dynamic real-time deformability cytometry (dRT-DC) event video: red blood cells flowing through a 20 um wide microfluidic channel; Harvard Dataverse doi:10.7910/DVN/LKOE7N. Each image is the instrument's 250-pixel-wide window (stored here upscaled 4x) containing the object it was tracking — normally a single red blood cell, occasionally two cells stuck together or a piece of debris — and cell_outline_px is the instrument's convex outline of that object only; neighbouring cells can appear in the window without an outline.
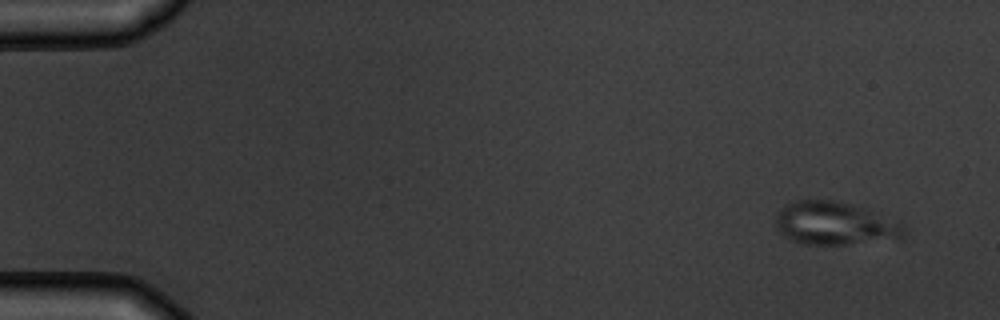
{"species": "common noctule bat (a hibernating species)", "species_latin": "Nyctalus noctula", "temperature_condition": "warm", "stored_images_in_passage": 6, "camera_frame_rate_fps": 3000, "um_per_image_px": 0.085, "animal": {"sex": "male", "body_mass_g": 19.5, "forearm_length_mm": 54.6}, "frame": {"image": 1, "passage_image": 1, "time_ms": 0.0, "image_size_px": [1000, 320], "cell_outline_px": [[908, 232], [904, 240], [844, 244], [800, 244], [788, 240], [780, 232], [776, 224], [776, 212], [784, 204], [796, 200], [832, 200], [864, 208], [904, 224]], "centroid_in_image_um": [71.0, 19.02], "position_along_channel_um": 14.0, "area_um2": 32.77}}